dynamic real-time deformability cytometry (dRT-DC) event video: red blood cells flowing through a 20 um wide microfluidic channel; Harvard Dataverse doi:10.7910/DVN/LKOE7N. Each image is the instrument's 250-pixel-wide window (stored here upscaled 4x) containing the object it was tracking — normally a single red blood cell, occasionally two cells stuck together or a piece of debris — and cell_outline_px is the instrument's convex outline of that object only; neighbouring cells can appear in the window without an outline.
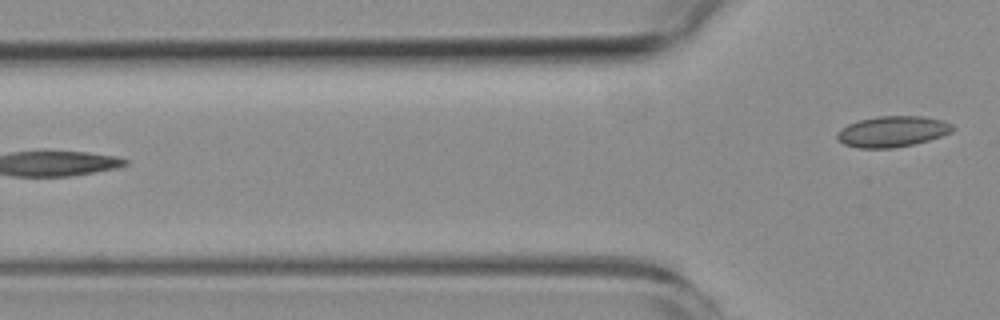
{"species": "common noctule bat (a hibernating species)", "species_latin": "Nyctalus noctula", "temperature_condition": "room temperature", "stored_images_in_passage": 5, "camera_frame_rate_fps": 3000, "um_per_image_px": 0.085, "animal": {"sex": "female", "body_mass_g": 19.3, "forearm_length_mm": 54.1}, "frame": {"image": 1, "passage_image": 5, "time_ms": 5.667, "image_size_px": [1000, 320], "cell_outline_px": [[956, 128], [952, 132], [928, 140], [912, 144], [892, 148], [856, 148], [844, 144], [836, 136], [836, 132], [840, 128], [848, 124], [860, 120], [880, 116], [924, 116], [944, 120], [952, 124]], "centroid_in_image_um": [75.86, 11.17], "position_along_channel_um": 49.9, "area_um2": 20.81}}